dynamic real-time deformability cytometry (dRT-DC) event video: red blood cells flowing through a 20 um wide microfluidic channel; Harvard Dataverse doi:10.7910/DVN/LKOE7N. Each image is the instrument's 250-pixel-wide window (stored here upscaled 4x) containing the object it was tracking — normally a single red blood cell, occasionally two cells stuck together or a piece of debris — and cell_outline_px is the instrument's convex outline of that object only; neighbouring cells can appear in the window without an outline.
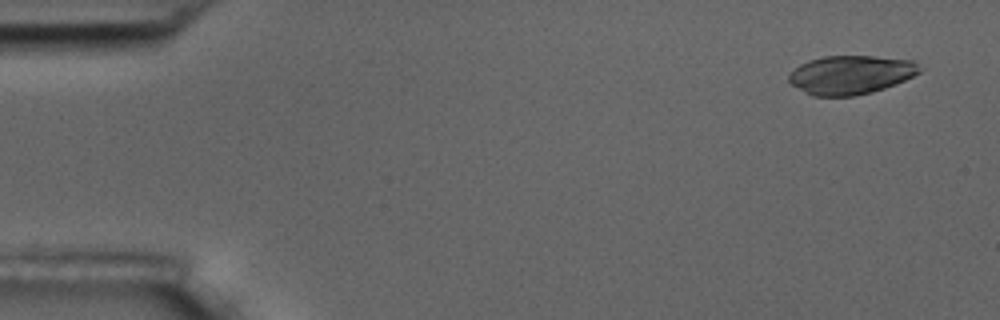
{"species": "common noctule bat (a hibernating species)", "species_latin": "Nyctalus noctula", "temperature_condition": "room temperature", "stored_images_in_passage": 7, "camera_frame_rate_fps": 3000, "um_per_image_px": 0.085, "animal": {"sex": "male", "body_mass_g": 17.5, "forearm_length_mm": 52.3}, "frame": {"image": 1, "passage_image": 1, "time_ms": 0.0, "image_size_px": [1000, 320], "cell_outline_px": [[924, 68], [920, 72], [896, 84], [872, 92], [852, 96], [812, 96], [804, 92], [792, 84], [788, 80], [788, 72], [800, 64], [808, 60], [824, 56], [872, 56], [912, 60]], "centroid_in_image_um": [72.3, 6.35], "position_along_channel_um": 12.7, "area_um2": 29.65}}
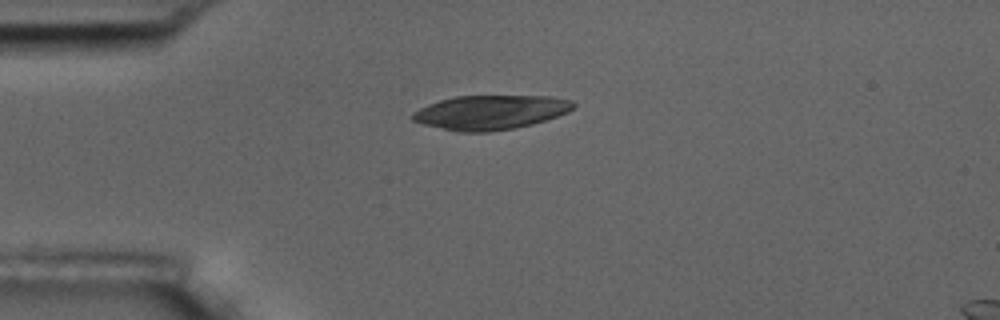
{"frame": {"image": 2, "passage_image": 4, "time_ms": 3.667, "image_size_px": [1000, 320], "cell_outline_px": [[576, 104], [568, 112], [532, 124], [516, 128], [488, 132], [456, 132], [424, 124], [412, 120], [412, 112], [428, 104], [440, 100], [456, 96], [552, 96], [572, 100]], "centroid_in_image_um": [41.69, 9.55], "position_along_channel_um": 43.3, "area_um2": 32.14}}